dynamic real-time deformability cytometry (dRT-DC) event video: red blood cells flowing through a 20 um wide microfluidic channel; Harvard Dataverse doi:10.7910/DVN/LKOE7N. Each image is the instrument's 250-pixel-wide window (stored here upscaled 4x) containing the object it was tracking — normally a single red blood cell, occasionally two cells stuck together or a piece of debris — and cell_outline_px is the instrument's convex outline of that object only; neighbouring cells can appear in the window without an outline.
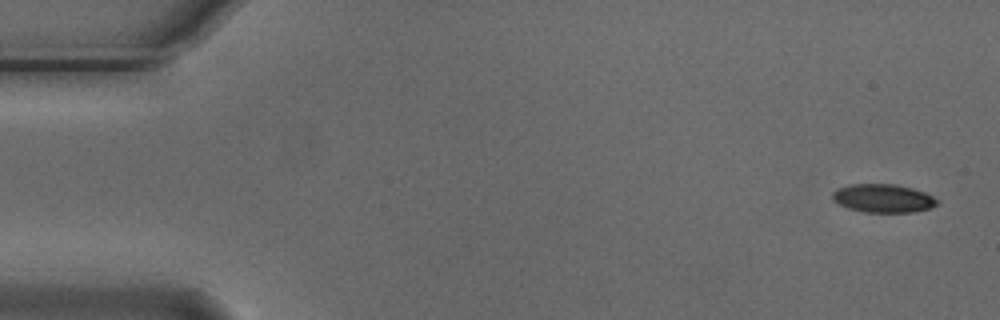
{"species": "Egyptian fruit bat (a non-hibernating species)", "species_latin": "Rousettus aegyptiacus", "temperature_condition": "cold", "stored_images_in_passage": 5, "camera_frame_rate_fps": 3000, "um_per_image_px": 0.085, "animal": {"sex": "male"}, "frame": {"image": 1, "passage_image": 1, "time_ms": 0.0, "image_size_px": [1000, 320], "cell_outline_px": [[940, 204], [932, 208], [912, 212], [864, 212], [848, 208], [832, 200], [832, 192], [836, 188], [848, 184], [896, 184], [912, 188], [924, 192], [940, 200]], "centroid_in_image_um": [75.08, 16.85], "position_along_channel_um": 9.9, "area_um2": 17.57}}
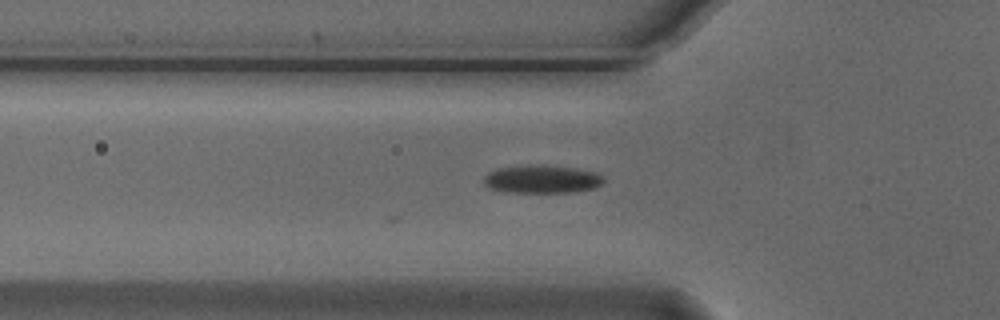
{"frame": {"image": 2, "passage_image": 5, "time_ms": 1.333, "image_size_px": [1000, 320], "cell_outline_px": [[604, 180], [596, 188], [572, 192], [504, 192], [492, 188], [484, 184], [484, 176], [488, 172], [496, 168], [532, 164], [540, 164], [576, 168], [596, 172], [604, 176]], "centroid_in_image_um": [46.07, 15.21], "position_along_channel_um": 79.7, "area_um2": 19.83}}